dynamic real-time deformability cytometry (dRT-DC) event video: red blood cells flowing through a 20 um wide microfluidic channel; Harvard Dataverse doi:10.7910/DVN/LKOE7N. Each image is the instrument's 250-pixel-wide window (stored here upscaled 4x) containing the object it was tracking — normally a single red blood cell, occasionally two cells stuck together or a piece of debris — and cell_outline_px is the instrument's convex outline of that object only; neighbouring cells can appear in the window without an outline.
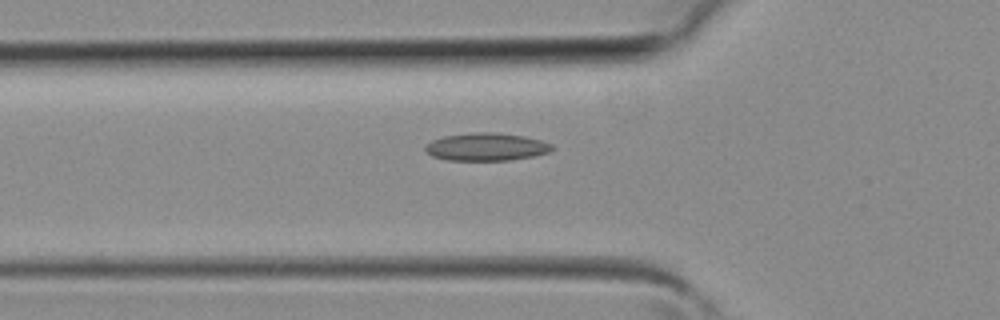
{"species": "common noctule bat (a hibernating species)", "species_latin": "Nyctalus noctula", "temperature_condition": "room temperature", "stored_images_in_passage": 40, "camera_frame_rate_fps": 3000, "um_per_image_px": 0.085, "animal": {"sex": "female", "body_mass_g": 19.3, "forearm_length_mm": 54.1}, "frame": {"image": 1, "passage_image": 14, "time_ms": 4.333, "image_size_px": [1000, 320], "cell_outline_px": [[552, 148], [548, 152], [536, 156], [512, 160], [448, 160], [432, 156], [424, 148], [432, 140], [444, 136], [472, 132], [496, 132], [524, 136], [540, 140], [552, 144]], "centroid_in_image_um": [41.35, 12.48], "position_along_channel_um": 84.4, "area_um2": 20.46}}
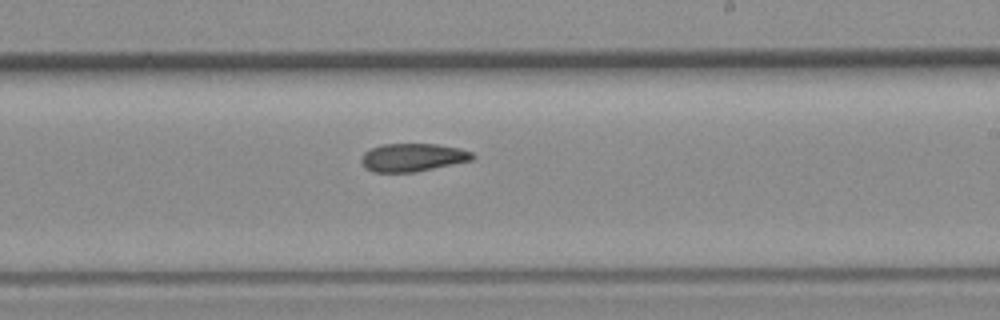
{"frame": {"image": 2, "passage_image": 24, "time_ms": 7.667, "image_size_px": [1000, 320], "cell_outline_px": [[476, 156], [472, 160], [416, 172], [372, 172], [364, 168], [360, 160], [364, 152], [380, 144], [436, 144], [460, 148], [472, 152]], "centroid_in_image_um": [35.06, 13.38], "position_along_channel_um": 253.9, "area_um2": 18.32}}
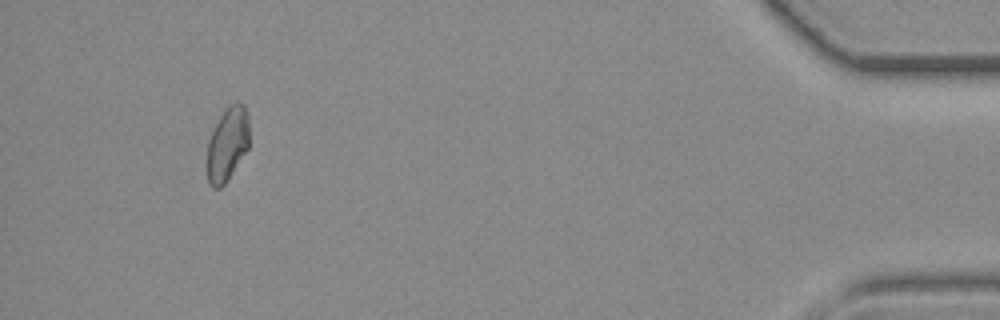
{"frame": {"image": 3, "passage_image": 38, "time_ms": 12.333, "image_size_px": [1000, 320], "cell_outline_px": [[248, 148], [228, 180], [220, 188], [212, 188], [208, 184], [204, 164], [208, 140], [220, 116], [232, 104], [244, 104], [248, 116]], "centroid_in_image_um": [19.27, 12.35], "position_along_channel_um": 415.9, "area_um2": 18.38}}